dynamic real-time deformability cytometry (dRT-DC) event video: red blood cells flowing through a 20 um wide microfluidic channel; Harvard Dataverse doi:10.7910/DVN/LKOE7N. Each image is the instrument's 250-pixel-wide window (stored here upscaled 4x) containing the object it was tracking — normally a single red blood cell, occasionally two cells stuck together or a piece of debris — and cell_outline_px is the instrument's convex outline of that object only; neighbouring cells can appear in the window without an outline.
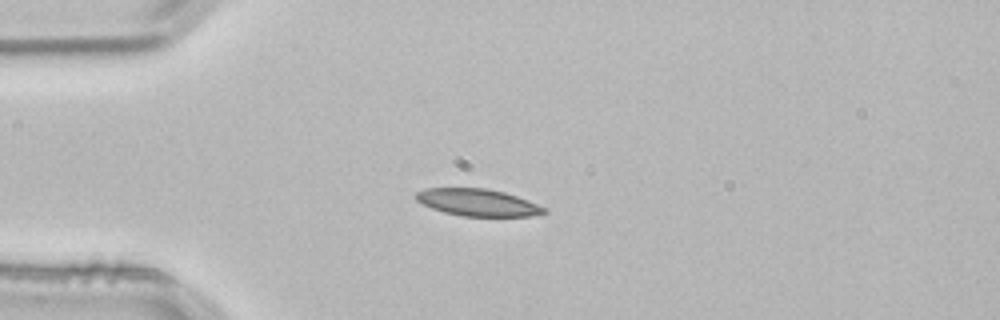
{"species": "common noctule bat (a hibernating species)", "species_latin": "Nyctalus noctula", "temperature_condition": "room temperature", "stored_images_in_passage": 1, "camera_frame_rate_fps": 3000, "um_per_image_px": 0.085, "animal": {"sex": "male", "body_mass_g": 21.5, "forearm_length_mm": 52.0}, "frame": {"image": 1, "passage_image": 1, "time_ms": 0.0, "image_size_px": [1000, 320], "cell_outline_px": [[548, 212], [528, 216], [464, 216], [444, 212], [432, 208], [416, 200], [416, 192], [424, 188], [488, 188], [504, 192], [528, 200], [548, 208]], "centroid_in_image_um": [40.63, 17.2], "position_along_channel_um": 44.4, "area_um2": 20.17}}